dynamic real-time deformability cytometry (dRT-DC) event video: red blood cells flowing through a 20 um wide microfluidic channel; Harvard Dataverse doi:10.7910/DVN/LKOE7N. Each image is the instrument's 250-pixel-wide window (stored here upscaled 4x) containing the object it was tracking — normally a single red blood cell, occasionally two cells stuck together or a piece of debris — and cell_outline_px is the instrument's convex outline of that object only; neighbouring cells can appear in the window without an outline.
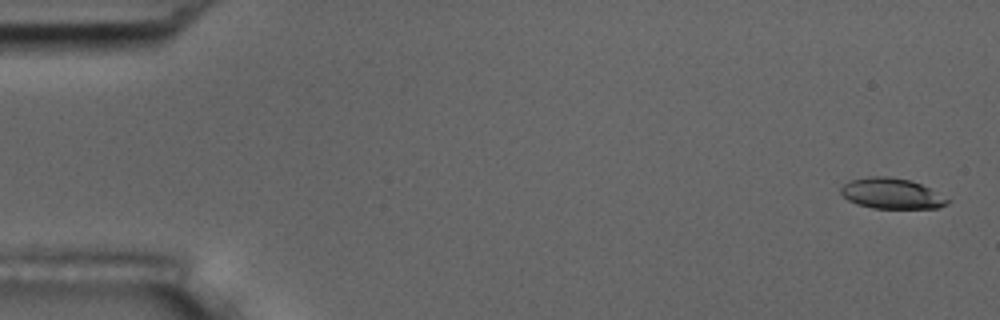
{"species": "common noctule bat (a hibernating species)", "species_latin": "Nyctalus noctula", "temperature_condition": "room temperature", "stored_images_in_passage": 55, "camera_frame_rate_fps": 3000, "um_per_image_px": 0.085, "animal": {"sex": "male", "body_mass_g": 17.5, "forearm_length_mm": 52.3}, "frame": {"image": 1, "passage_image": 1, "time_ms": 0.0, "image_size_px": [1000, 320], "cell_outline_px": [[948, 204], [940, 208], [872, 208], [856, 204], [848, 200], [840, 192], [840, 188], [844, 184], [852, 180], [868, 176], [888, 176], [912, 180], [928, 188], [948, 200]], "centroid_in_image_um": [75.74, 16.45], "position_along_channel_um": 9.3, "area_um2": 18.84}}
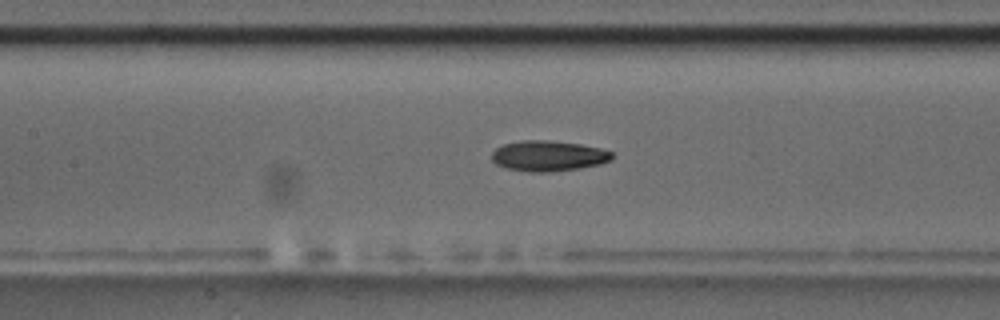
{"frame": {"image": 2, "passage_image": 25, "time_ms": 8.0, "image_size_px": [1000, 320], "cell_outline_px": [[612, 160], [600, 164], [580, 168], [552, 172], [528, 172], [504, 168], [496, 164], [492, 160], [492, 152], [496, 148], [504, 144], [520, 140], [548, 140], [580, 144], [600, 148], [612, 152]], "centroid_in_image_um": [46.59, 13.26], "position_along_channel_um": 160.8, "area_um2": 21.56}}
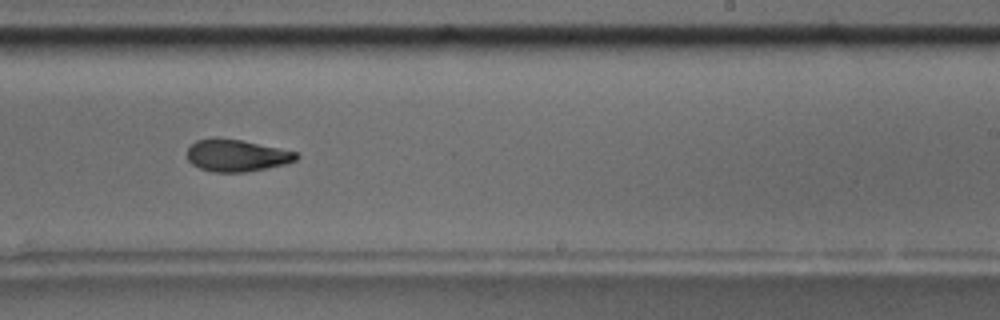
{"frame": {"image": 3, "passage_image": 34, "time_ms": 11.0, "image_size_px": [1000, 320], "cell_outline_px": [[300, 156], [296, 160], [288, 164], [248, 172], [212, 172], [200, 168], [192, 164], [188, 160], [188, 148], [196, 140], [212, 136], [216, 136], [240, 140], [296, 152]], "centroid_in_image_um": [20.1, 13.21], "position_along_channel_um": 268.9, "area_um2": 20.58}, "authors_computed_cell_mechanics": {"area_um2": 20.808, "velocity_mm_per_s": 3.6253, "shape_relaxation_time_tau1_ms": 4.4643, "shape_relaxation_time_tau2_ms": 3.1398, "deformation_change_tau1": 0.1673, "deformation_change_tau2": 0.0994}}